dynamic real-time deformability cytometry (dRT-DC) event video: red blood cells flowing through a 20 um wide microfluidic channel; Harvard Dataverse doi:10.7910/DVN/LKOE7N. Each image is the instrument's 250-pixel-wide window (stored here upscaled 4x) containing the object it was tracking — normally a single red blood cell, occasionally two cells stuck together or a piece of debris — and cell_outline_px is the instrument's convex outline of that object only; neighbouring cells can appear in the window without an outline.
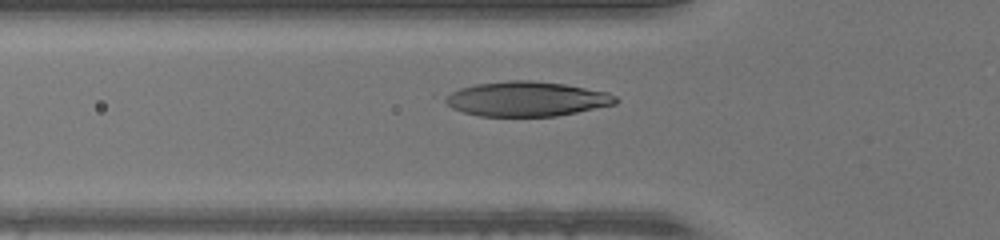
{"species": "human", "species_latin": "Homo sapiens", "temperature_condition": "warm", "stored_images_in_passage": 30, "camera_frame_rate_fps": 3000, "um_per_image_px": 0.085, "donor": {"sex": "male"}, "frame": {"image": 1, "passage_image": 5, "time_ms": 1.333, "image_size_px": [1000, 240], "cell_outline_px": [[620, 100], [616, 104], [556, 116], [480, 116], [464, 112], [452, 108], [440, 100], [444, 96], [460, 88], [476, 84], [508, 80], [532, 80], [564, 84], [608, 92], [616, 96]], "centroid_in_image_um": [44.75, 8.4], "position_along_channel_um": 81.1, "area_um2": 34.62}}
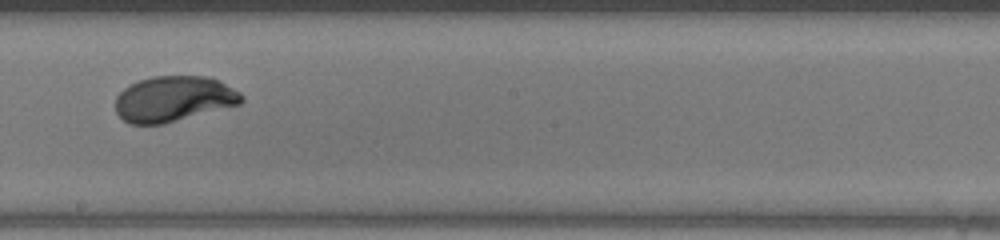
{"frame": {"image": 2, "passage_image": 16, "time_ms": 5.0, "image_size_px": [1000, 240], "cell_outline_px": [[244, 100], [240, 104], [164, 124], [128, 124], [116, 112], [116, 96], [124, 88], [140, 80], [152, 76], [208, 76], [220, 80], [240, 92], [244, 96]], "centroid_in_image_um": [14.78, 8.4], "position_along_channel_um": 233.4, "area_um2": 33.58}}
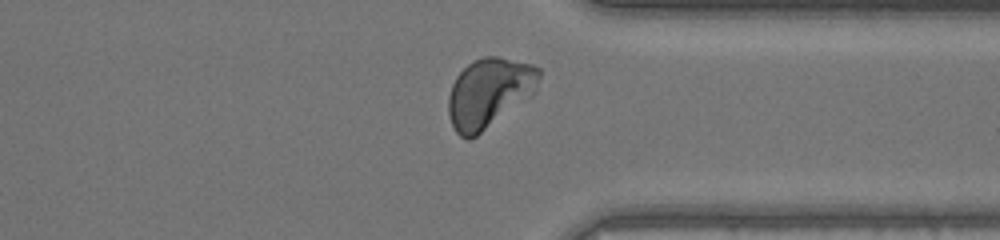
{"frame": {"image": 3, "passage_image": 26, "time_ms": 8.333, "image_size_px": [1000, 240], "cell_outline_px": [[540, 76], [536, 92], [532, 96], [476, 136], [468, 140], [460, 136], [456, 132], [452, 124], [448, 112], [448, 96], [452, 84], [456, 76], [468, 64], [484, 56], [500, 56], [532, 64], [540, 68]], "centroid_in_image_um": [41.59, 7.88], "position_along_channel_um": 369.8, "area_um2": 36.93}}